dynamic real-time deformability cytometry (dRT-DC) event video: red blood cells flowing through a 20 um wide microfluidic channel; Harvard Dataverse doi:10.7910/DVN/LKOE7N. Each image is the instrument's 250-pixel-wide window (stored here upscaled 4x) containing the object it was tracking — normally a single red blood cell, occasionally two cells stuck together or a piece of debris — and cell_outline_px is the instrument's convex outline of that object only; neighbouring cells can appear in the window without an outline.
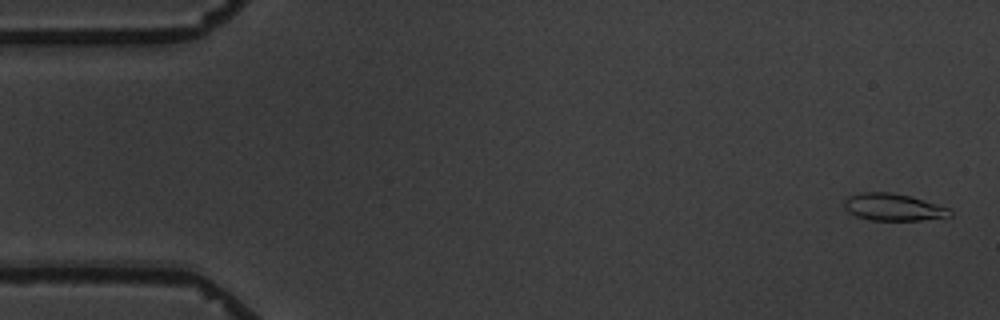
{"species": "common noctule bat (a hibernating species)", "species_latin": "Nyctalus noctula", "temperature_condition": "warm", "stored_images_in_passage": 8, "camera_frame_rate_fps": 3000, "um_per_image_px": 0.085, "animal": {"sex": "male", "body_mass_g": 19.5, "forearm_length_mm": 54.6}, "frame": {"image": 1, "passage_image": 1, "time_ms": 0.0, "image_size_px": [1000, 320], "cell_outline_px": [[952, 216], [920, 220], [868, 220], [856, 216], [848, 212], [844, 208], [844, 200], [848, 196], [860, 192], [892, 192], [908, 196], [936, 204], [948, 208], [952, 212]], "centroid_in_image_um": [75.87, 17.61], "position_along_channel_um": 9.1, "area_um2": 16.65}}
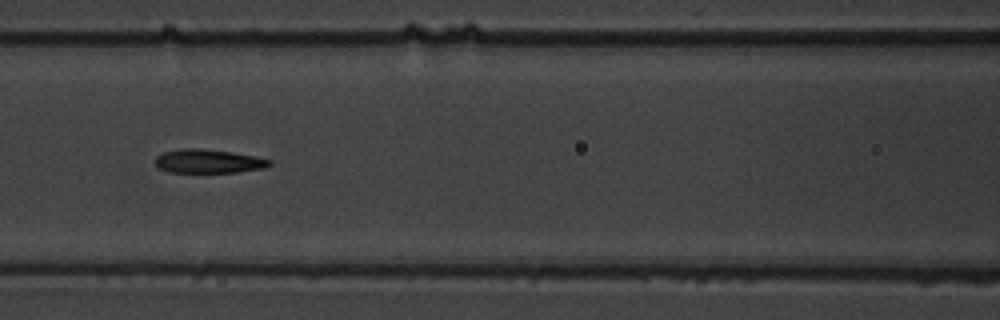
{"frame": {"image": 2, "passage_image": 7, "time_ms": 7.667, "image_size_px": [1000, 320], "cell_outline_px": [[272, 164], [264, 168], [236, 172], [172, 172], [160, 168], [156, 164], [156, 156], [164, 152], [180, 148], [200, 148], [232, 152], [256, 156], [272, 160]], "centroid_in_image_um": [17.75, 13.69], "position_along_channel_um": 148.9, "area_um2": 15.78}}
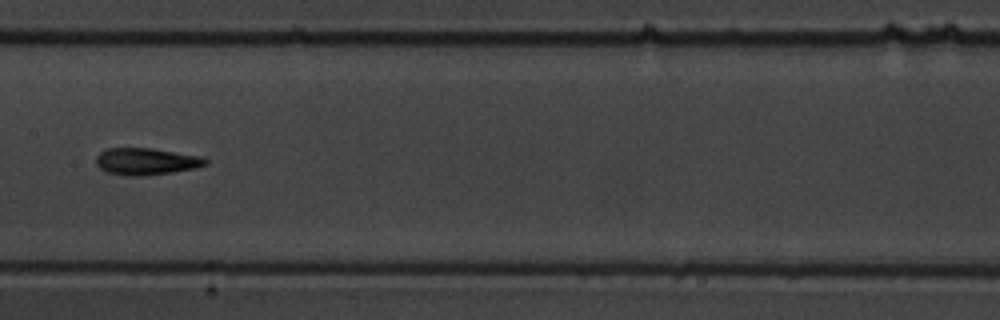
{"frame": {"image": 3, "passage_image": 8, "time_ms": 9.0, "image_size_px": [1000, 320], "cell_outline_px": [[208, 164], [196, 168], [172, 172], [136, 176], [132, 176], [108, 172], [100, 168], [96, 164], [96, 156], [100, 152], [108, 148], [152, 148], [200, 156], [208, 160]], "centroid_in_image_um": [12.43, 13.71], "position_along_channel_um": 195.0, "area_um2": 16.99}}